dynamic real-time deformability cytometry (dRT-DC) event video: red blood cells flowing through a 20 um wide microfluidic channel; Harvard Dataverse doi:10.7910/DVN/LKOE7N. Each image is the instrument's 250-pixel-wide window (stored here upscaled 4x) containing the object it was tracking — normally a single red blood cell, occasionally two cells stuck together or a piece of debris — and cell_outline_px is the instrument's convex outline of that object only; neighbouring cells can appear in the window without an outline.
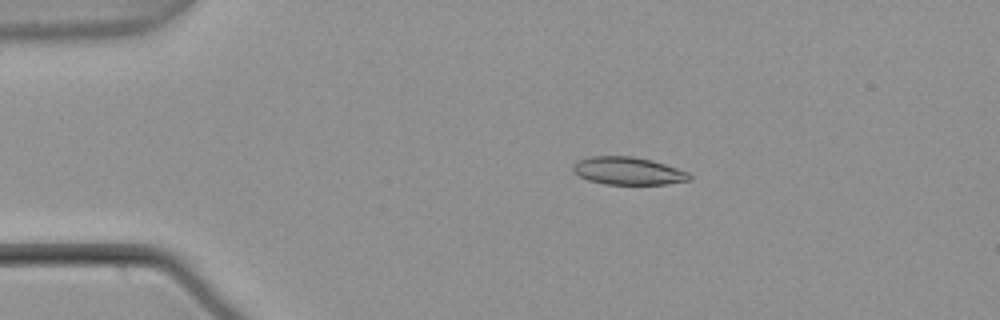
{"species": "common noctule bat (a hibernating species)", "species_latin": "Nyctalus noctula", "temperature_condition": "warm", "stored_images_in_passage": 46, "camera_frame_rate_fps": 3000, "um_per_image_px": 0.085, "animal": {"sex": "male", "body_mass_g": 21.5, "forearm_length_mm": 52.0}, "frame": {"image": 1, "passage_image": 3, "time_ms": 0.667, "image_size_px": [1000, 320], "cell_outline_px": [[692, 180], [668, 184], [604, 184], [588, 180], [572, 172], [572, 164], [576, 160], [588, 156], [632, 156], [652, 160], [688, 172], [692, 176]], "centroid_in_image_um": [53.35, 14.52], "position_along_channel_um": 31.7, "area_um2": 19.02}}
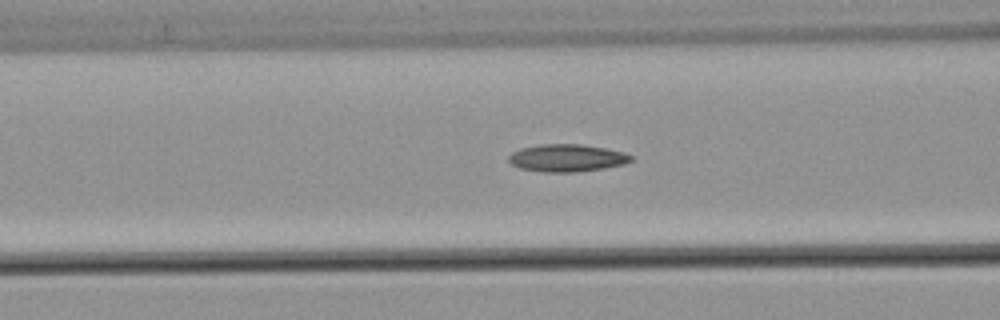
{"frame": {"image": 2, "passage_image": 14, "time_ms": 4.333, "image_size_px": [1000, 320], "cell_outline_px": [[632, 160], [624, 164], [604, 168], [576, 172], [544, 172], [520, 168], [512, 164], [508, 160], [508, 156], [512, 152], [520, 148], [540, 144], [580, 144], [604, 148], [624, 152], [632, 156]], "centroid_in_image_um": [48.17, 13.42], "position_along_channel_um": 118.4, "area_um2": 19.54}}
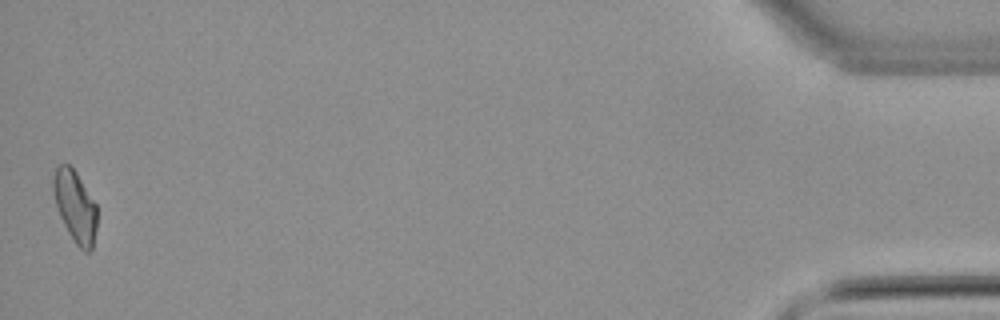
{"frame": {"image": 3, "passage_image": 46, "time_ms": 15.0, "image_size_px": [1000, 320], "cell_outline_px": [[96, 228], [92, 252], [84, 252], [76, 244], [68, 232], [60, 216], [52, 192], [52, 180], [56, 168], [60, 164], [68, 164], [76, 172], [96, 204]], "centroid_in_image_um": [6.38, 17.56], "position_along_channel_um": 428.8, "area_um2": 18.15}, "authors_computed_cell_mechanics": {"area_um2": 18.785, "velocity_mm_per_s": 3.8038, "shape_relaxation_time_tau1_ms": 11.303, "shape_relaxation_time_tau2_ms": 3.7804, "deformation_change_tau1": 0.2506, "deformation_change_tau2": 0.1106}}